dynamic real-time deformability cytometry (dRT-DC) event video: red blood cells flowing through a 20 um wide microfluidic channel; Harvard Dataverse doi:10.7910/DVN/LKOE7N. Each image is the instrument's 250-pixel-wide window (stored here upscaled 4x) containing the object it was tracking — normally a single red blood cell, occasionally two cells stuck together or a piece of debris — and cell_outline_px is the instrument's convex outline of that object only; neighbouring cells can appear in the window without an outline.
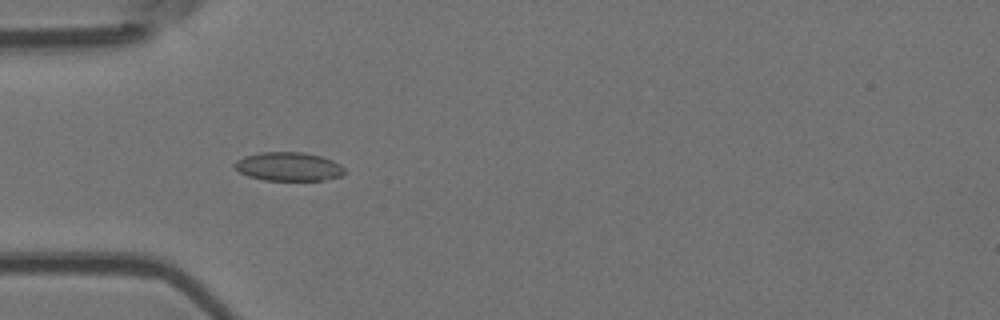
{"species": "Egyptian fruit bat (a non-hibernating species)", "species_latin": "Rousettus aegyptiacus", "temperature_condition": "room temperature", "stored_images_in_passage": 54, "camera_frame_rate_fps": 3000, "um_per_image_px": 0.085, "animal": {"sex": "female"}, "frame": {"image": 1, "passage_image": 17, "time_ms": 5.333, "image_size_px": [1000, 320], "cell_outline_px": [[344, 172], [340, 176], [324, 180], [264, 180], [248, 176], [240, 172], [232, 164], [236, 160], [244, 156], [260, 152], [304, 152], [320, 156], [332, 160], [340, 164], [344, 168]], "centroid_in_image_um": [24.5, 14.15], "position_along_channel_um": 60.5, "area_um2": 18.38}}
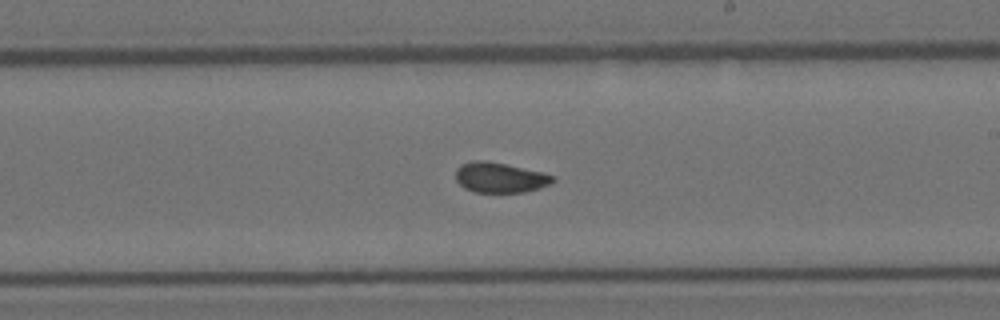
{"frame": {"image": 2, "passage_image": 32, "time_ms": 10.333, "image_size_px": [1000, 320], "cell_outline_px": [[556, 180], [552, 184], [540, 188], [524, 192], [476, 192], [464, 188], [456, 180], [456, 168], [460, 164], [472, 160], [484, 160], [544, 172], [556, 176]], "centroid_in_image_um": [42.53, 15.09], "position_along_channel_um": 246.5, "area_um2": 17.28}}
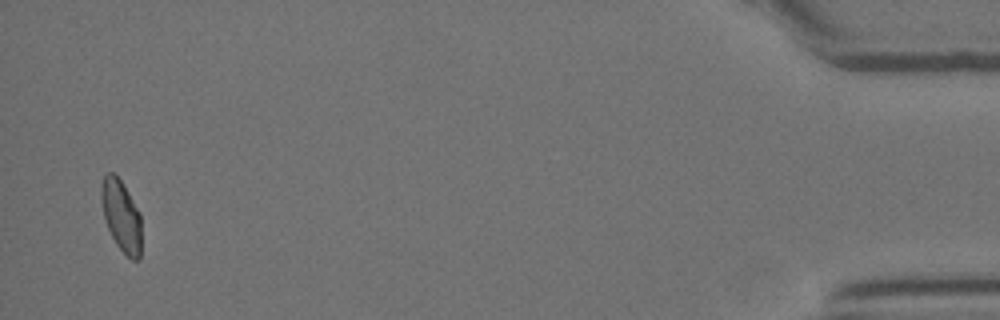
{"frame": {"image": 3, "passage_image": 53, "time_ms": 17.333, "image_size_px": [1000, 320], "cell_outline_px": [[140, 260], [132, 260], [116, 244], [104, 220], [100, 200], [100, 184], [104, 176], [108, 172], [112, 172], [120, 180], [128, 192], [140, 212]], "centroid_in_image_um": [10.28, 18.32], "position_along_channel_um": 424.9, "area_um2": 16.7}}